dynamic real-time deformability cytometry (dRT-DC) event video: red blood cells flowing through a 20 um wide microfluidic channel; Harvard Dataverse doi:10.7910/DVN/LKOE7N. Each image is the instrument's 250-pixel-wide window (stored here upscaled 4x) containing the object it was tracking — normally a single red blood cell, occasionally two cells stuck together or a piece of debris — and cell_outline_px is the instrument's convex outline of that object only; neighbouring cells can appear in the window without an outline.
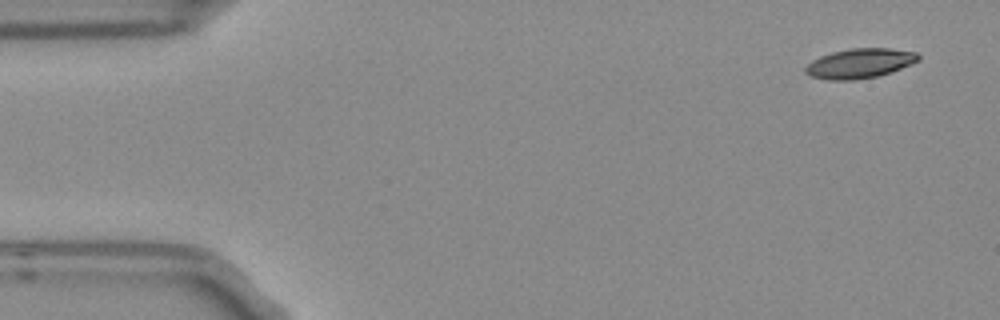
{"species": "Egyptian fruit bat (a non-hibernating species)", "species_latin": "Rousettus aegyptiacus", "temperature_condition": "room temperature", "stored_images_in_passage": 4, "camera_frame_rate_fps": 3000, "um_per_image_px": 0.085, "frame": {"image": 1, "passage_image": 1, "time_ms": 0.0, "image_size_px": [1000, 320], "cell_outline_px": [[920, 60], [912, 64], [876, 76], [852, 80], [828, 80], [812, 76], [804, 72], [804, 68], [812, 60], [820, 56], [832, 52], [852, 48], [888, 48], [916, 52], [920, 56]], "centroid_in_image_um": [73.06, 5.38], "position_along_channel_um": 11.9, "area_um2": 19.36}}
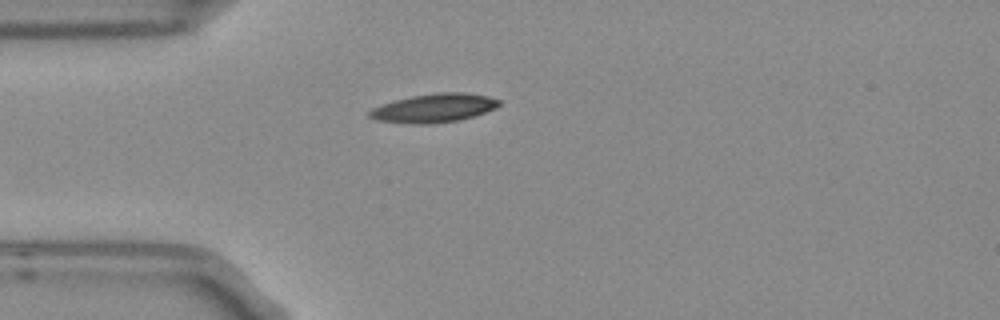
{"frame": {"image": 2, "passage_image": 4, "time_ms": 1.0, "image_size_px": [1000, 320], "cell_outline_px": [[500, 104], [496, 108], [460, 120], [432, 124], [412, 124], [376, 120], [368, 116], [368, 112], [372, 108], [396, 100], [412, 96], [436, 92], [464, 92], [488, 96], [500, 100]], "centroid_in_image_um": [36.89, 9.18], "position_along_channel_um": 48.1, "area_um2": 21.62}}